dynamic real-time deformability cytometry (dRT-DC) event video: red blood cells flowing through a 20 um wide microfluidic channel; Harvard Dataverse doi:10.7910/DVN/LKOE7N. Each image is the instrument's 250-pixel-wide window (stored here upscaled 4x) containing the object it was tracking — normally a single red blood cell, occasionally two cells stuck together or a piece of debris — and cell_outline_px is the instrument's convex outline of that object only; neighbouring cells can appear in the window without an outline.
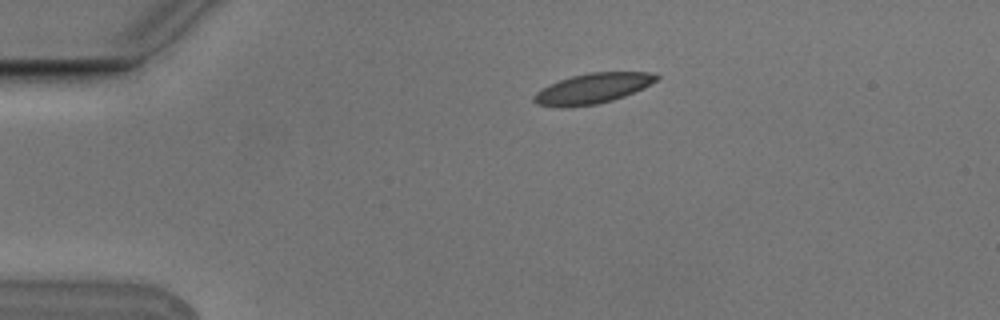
{"species": "Egyptian fruit bat (a non-hibernating species)", "species_latin": "Rousettus aegyptiacus", "temperature_condition": "cold", "stored_images_in_passage": 3, "camera_frame_rate_fps": 3000, "um_per_image_px": 0.085, "animal": {"sex": "male"}, "frame": {"image": 1, "passage_image": 1, "time_ms": 0.0, "image_size_px": [1000, 320], "cell_outline_px": [[660, 76], [656, 80], [624, 96], [612, 100], [596, 104], [564, 108], [560, 108], [536, 104], [532, 100], [532, 96], [536, 92], [548, 84], [572, 76], [588, 72], [648, 72]], "centroid_in_image_um": [50.27, 7.53], "position_along_channel_um": 34.7, "area_um2": 21.44}}
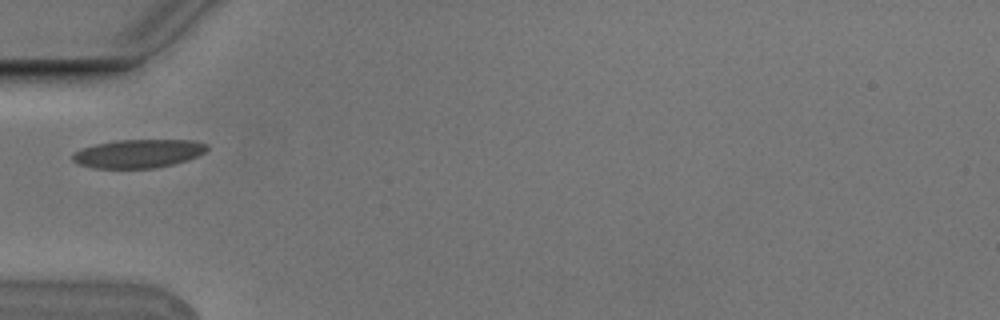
{"frame": {"image": 2, "passage_image": 3, "time_ms": 0.667, "image_size_px": [1000, 320], "cell_outline_px": [[208, 148], [204, 152], [188, 160], [156, 168], [92, 168], [80, 164], [72, 160], [72, 152], [96, 144], [116, 140], [192, 140], [208, 144]], "centroid_in_image_um": [11.75, 13.05], "position_along_channel_um": 73.2, "area_um2": 22.25}}